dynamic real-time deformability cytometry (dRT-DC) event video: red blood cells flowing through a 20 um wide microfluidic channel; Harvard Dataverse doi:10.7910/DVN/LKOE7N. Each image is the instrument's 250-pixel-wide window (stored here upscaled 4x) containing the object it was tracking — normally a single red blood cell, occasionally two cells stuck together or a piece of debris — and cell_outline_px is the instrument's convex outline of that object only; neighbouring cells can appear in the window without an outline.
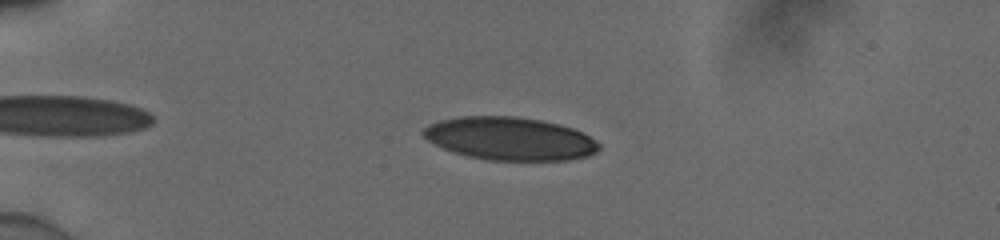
{"species": "human", "species_latin": "Homo sapiens", "temperature_condition": "cold", "stored_images_in_passage": 28, "camera_frame_rate_fps": 3000, "um_per_image_px": 0.085, "donor": {"sex": "male"}, "frame": {"image": 1, "passage_image": 8, "time_ms": 2.333, "image_size_px": [1000, 240], "cell_outline_px": [[600, 148], [596, 152], [588, 156], [568, 160], [488, 160], [468, 156], [444, 148], [428, 140], [420, 132], [428, 124], [440, 120], [460, 116], [516, 116], [540, 120], [560, 124], [572, 128], [596, 140], [600, 144]], "centroid_in_image_um": [43.34, 11.78], "position_along_channel_um": 41.7, "area_um2": 43.93}}
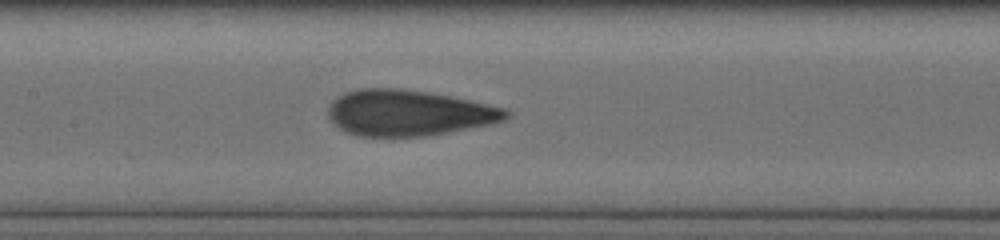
{"frame": {"image": 2, "passage_image": 19, "time_ms": 6.0, "image_size_px": [1000, 240], "cell_outline_px": [[508, 116], [504, 120], [492, 124], [448, 132], [424, 136], [356, 136], [344, 132], [328, 120], [328, 104], [336, 96], [344, 92], [356, 88], [400, 88], [428, 92], [468, 100], [504, 108], [508, 112]], "centroid_in_image_um": [34.63, 9.59], "position_along_channel_um": 172.8, "area_um2": 47.74}}
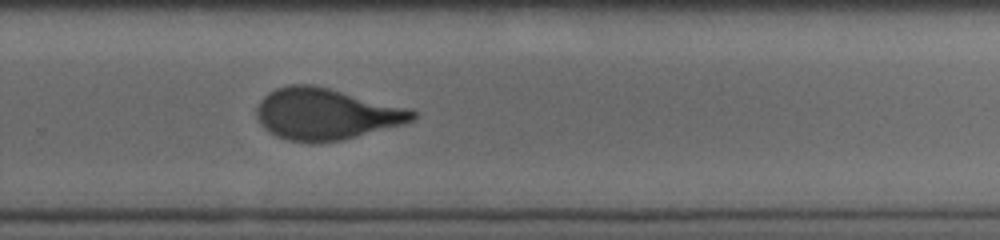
{"frame": {"image": 3, "passage_image": 28, "time_ms": 9.0, "image_size_px": [1000, 240], "cell_outline_px": [[416, 116], [412, 120], [404, 124], [340, 140], [312, 144], [288, 140], [276, 136], [268, 132], [260, 124], [256, 116], [256, 108], [260, 100], [268, 92], [276, 88], [288, 84], [312, 84], [408, 108], [416, 112]], "centroid_in_image_um": [27.64, 9.7], "position_along_channel_um": 302.2, "area_um2": 46.7}}